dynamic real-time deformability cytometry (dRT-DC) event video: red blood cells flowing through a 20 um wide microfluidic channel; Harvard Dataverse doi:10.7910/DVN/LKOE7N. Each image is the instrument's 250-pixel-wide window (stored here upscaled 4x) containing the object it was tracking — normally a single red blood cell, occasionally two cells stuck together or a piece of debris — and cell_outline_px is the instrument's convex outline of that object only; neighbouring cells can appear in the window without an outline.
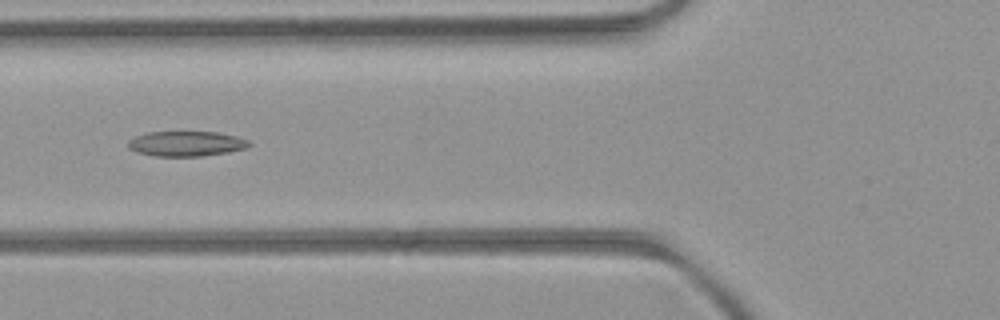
{"species": "common noctule bat (a hibernating species)", "species_latin": "Nyctalus noctula", "temperature_condition": "room temperature", "stored_images_in_passage": 44, "camera_frame_rate_fps": 3000, "um_per_image_px": 0.085, "animal": {"sex": "female", "body_mass_g": 21.9}, "frame": {"image": 1, "passage_image": 11, "time_ms": 3.333, "image_size_px": [1000, 320], "cell_outline_px": [[252, 144], [244, 148], [228, 152], [200, 156], [156, 156], [136, 152], [128, 148], [128, 140], [136, 136], [148, 132], [216, 132], [236, 136], [248, 140]], "centroid_in_image_um": [15.81, 12.21], "position_along_channel_um": 110.0, "area_um2": 17.57}}
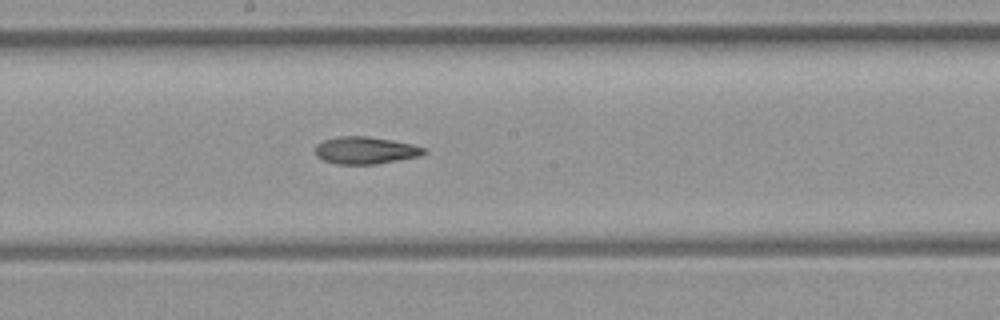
{"frame": {"image": 2, "passage_image": 19, "time_ms": 6.0, "image_size_px": [1000, 320], "cell_outline_px": [[424, 152], [420, 156], [376, 164], [336, 164], [324, 160], [316, 156], [316, 144], [324, 140], [340, 136], [368, 136], [392, 140], [424, 148]], "centroid_in_image_um": [31.01, 12.78], "position_along_channel_um": 217.2, "area_um2": 16.99}}
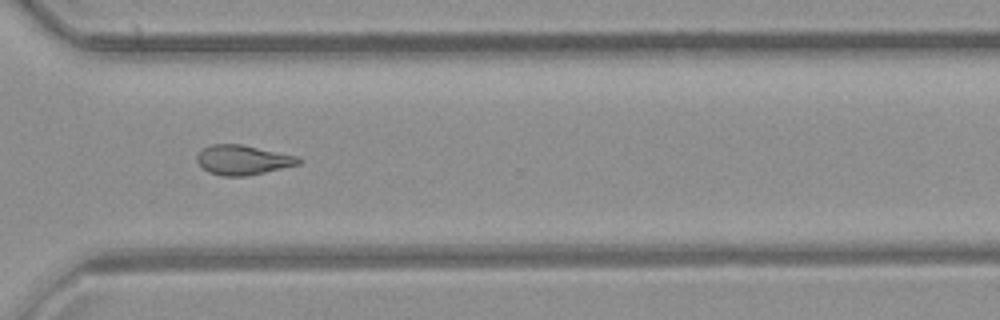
{"frame": {"image": 3, "passage_image": 29, "time_ms": 9.333, "image_size_px": [1000, 320], "cell_outline_px": [[304, 160], [300, 164], [248, 176], [224, 176], [208, 172], [196, 160], [196, 156], [204, 148], [212, 144], [240, 144], [296, 156]], "centroid_in_image_um": [20.65, 13.6], "position_along_channel_um": 349.9, "area_um2": 17.4}}